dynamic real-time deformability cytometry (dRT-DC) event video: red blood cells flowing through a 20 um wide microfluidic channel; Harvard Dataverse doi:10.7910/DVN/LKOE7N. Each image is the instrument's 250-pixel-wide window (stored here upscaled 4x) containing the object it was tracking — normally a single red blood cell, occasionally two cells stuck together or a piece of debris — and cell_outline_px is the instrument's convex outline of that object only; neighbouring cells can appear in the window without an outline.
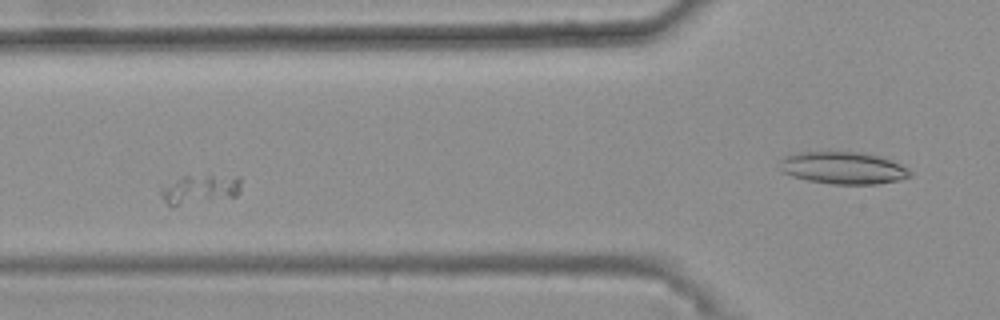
{"species": "common noctule bat (a hibernating species)", "species_latin": "Nyctalus noctula", "temperature_condition": "warm", "stored_images_in_passage": 41, "segment_of_instrument_passage": [2, 2], "camera_frame_rate_fps": 3000, "um_per_image_px": 0.085, "animal": {"sex": "female", "body_mass_g": 25.1}, "frame": {"image": 1, "passage_image": 16, "time_ms": 5.0, "image_size_px": [1000, 320], "cell_outline_px": [[240, 188], [236, 196], [176, 208], [172, 208], [160, 196], [160, 192], [164, 188], [184, 176], [240, 176]], "centroid_in_image_um": [17.0, 16.15], "position_along_channel_um": 108.8, "area_um2": 13.64}}
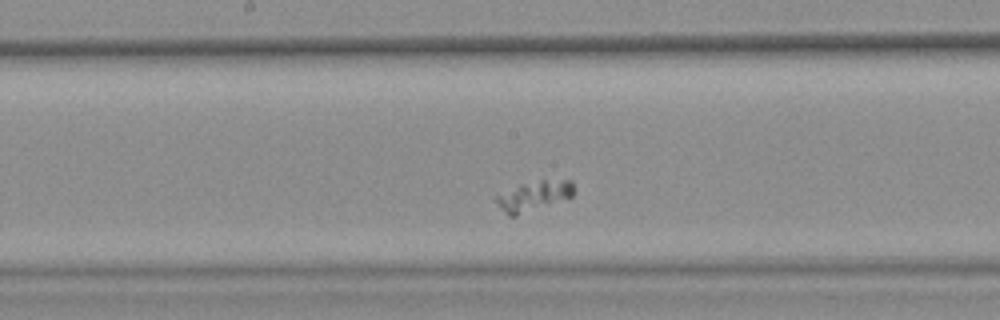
{"frame": {"image": 2, "passage_image": 24, "time_ms": 7.667, "image_size_px": [1000, 320], "cell_outline_px": [[576, 192], [572, 196], [516, 216], [508, 216], [500, 208], [492, 196], [520, 184], [544, 176], [572, 180], [576, 188]], "centroid_in_image_um": [45.41, 16.57], "position_along_channel_um": 202.8, "area_um2": 14.39}}
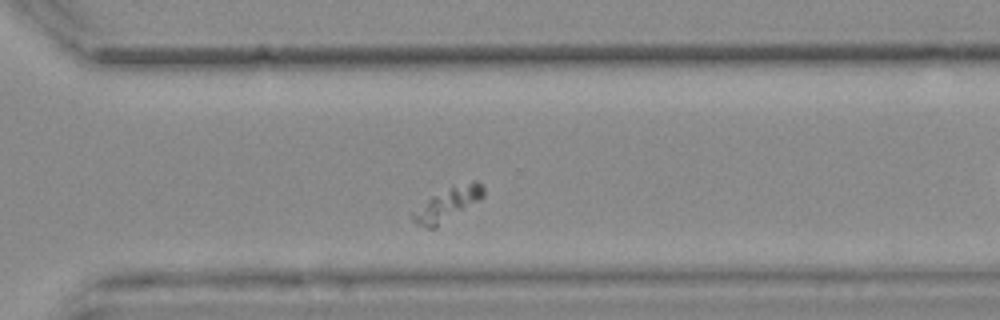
{"frame": {"image": 3, "passage_image": 35, "time_ms": 11.333, "image_size_px": [1000, 320], "cell_outline_px": [[484, 196], [480, 200], [436, 228], [428, 228], [416, 224], [408, 216], [412, 212], [432, 196], [452, 184], [472, 180], [476, 180], [484, 184]], "centroid_in_image_um": [38.07, 17.32], "position_along_channel_um": 332.5, "area_um2": 14.1}}